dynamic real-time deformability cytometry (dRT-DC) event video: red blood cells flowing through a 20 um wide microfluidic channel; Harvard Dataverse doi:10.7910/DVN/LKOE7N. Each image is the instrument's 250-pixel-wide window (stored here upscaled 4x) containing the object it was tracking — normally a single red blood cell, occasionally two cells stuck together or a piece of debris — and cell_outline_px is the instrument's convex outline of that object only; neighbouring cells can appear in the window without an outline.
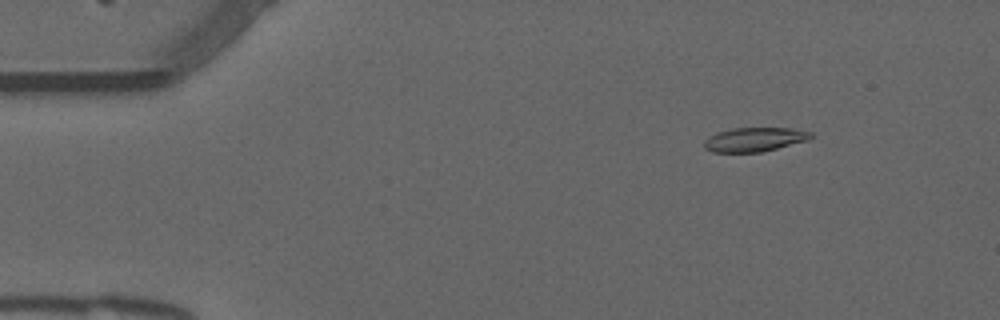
{"species": "common noctule bat (a hibernating species)", "species_latin": "Nyctalus noctula", "temperature_condition": "warm", "stored_images_in_passage": 34, "camera_frame_rate_fps": 3000, "um_per_image_px": 0.085, "animal": {"sex": "male", "forearm_length_mm": 52.5}, "frame": {"image": 1, "passage_image": 7, "time_ms": 2.0, "image_size_px": [1000, 320], "cell_outline_px": [[812, 136], [808, 140], [760, 152], [712, 152], [704, 148], [704, 140], [716, 132], [732, 128], [792, 128], [812, 132]], "centroid_in_image_um": [64.1, 11.85], "position_along_channel_um": 20.9, "area_um2": 14.91}}
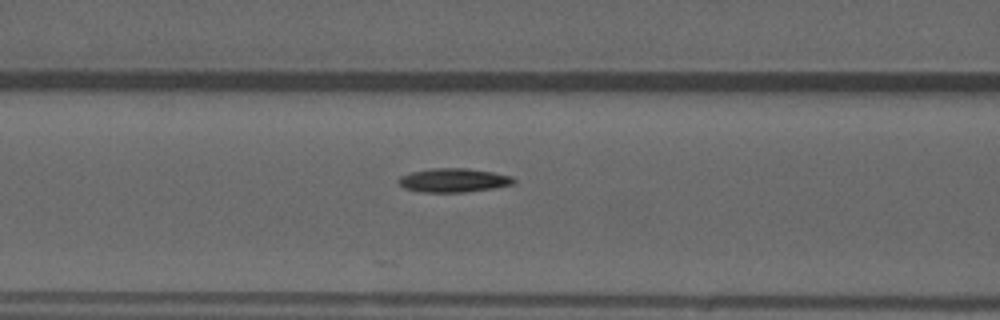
{"frame": {"image": 2, "passage_image": 22, "time_ms": 7.0, "image_size_px": [1000, 320], "cell_outline_px": [[516, 184], [492, 188], [464, 192], [420, 192], [404, 188], [396, 180], [400, 176], [412, 172], [432, 168], [468, 168], [492, 172], [512, 176], [516, 180]], "centroid_in_image_um": [38.56, 15.32], "position_along_channel_um": 128.0, "area_um2": 16.07}}
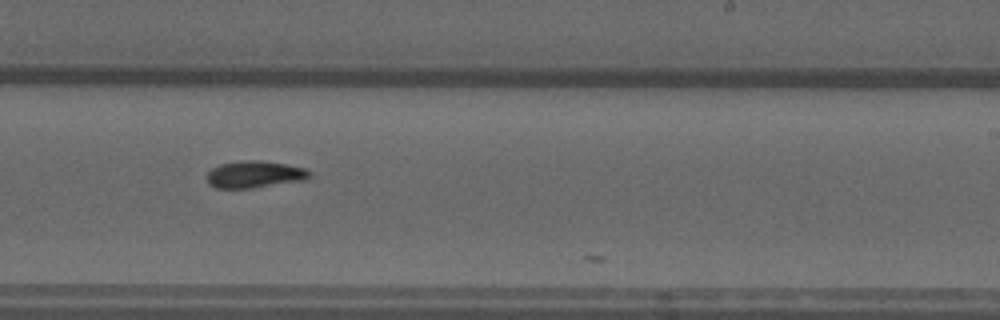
{"frame": {"image": 3, "passage_image": 33, "time_ms": 10.667, "image_size_px": [1000, 320], "cell_outline_px": [[308, 176], [304, 180], [252, 188], [216, 188], [208, 184], [208, 172], [212, 168], [220, 164], [240, 160], [260, 160], [284, 164], [304, 168], [308, 172]], "centroid_in_image_um": [21.58, 14.82], "position_along_channel_um": 267.4, "area_um2": 15.9}}